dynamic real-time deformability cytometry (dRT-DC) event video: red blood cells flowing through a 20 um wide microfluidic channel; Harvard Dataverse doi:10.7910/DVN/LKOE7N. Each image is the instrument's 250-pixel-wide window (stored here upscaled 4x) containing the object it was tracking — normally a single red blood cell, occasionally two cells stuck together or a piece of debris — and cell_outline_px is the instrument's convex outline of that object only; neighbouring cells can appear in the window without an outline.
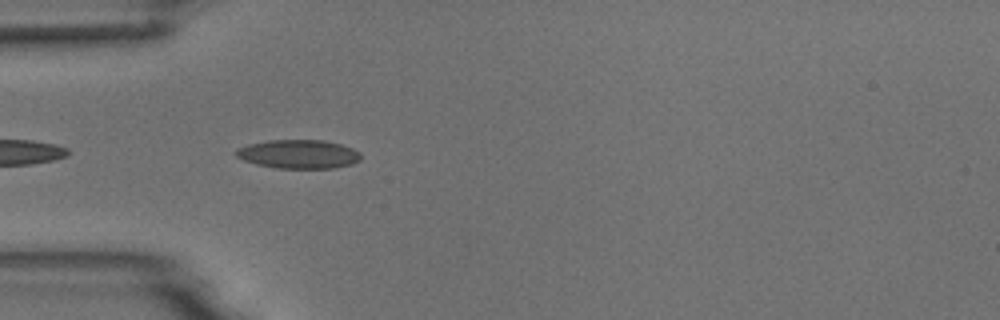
{"species": "common noctule bat (a hibernating species)", "species_latin": "Nyctalus noctula", "temperature_condition": "room temperature", "stored_images_in_passage": 5, "camera_frame_rate_fps": 3000, "um_per_image_px": 0.085, "animal": {"sex": "male", "body_mass_g": 18.8}, "frame": {"image": 1, "passage_image": 3, "time_ms": 0.667, "image_size_px": [1000, 320], "cell_outline_px": [[360, 160], [352, 164], [336, 168], [276, 168], [256, 164], [244, 160], [236, 156], [232, 152], [236, 148], [248, 144], [268, 140], [324, 140], [340, 144], [352, 148], [360, 152]], "centroid_in_image_um": [25.35, 13.1], "position_along_channel_um": 59.7, "area_um2": 21.1}}